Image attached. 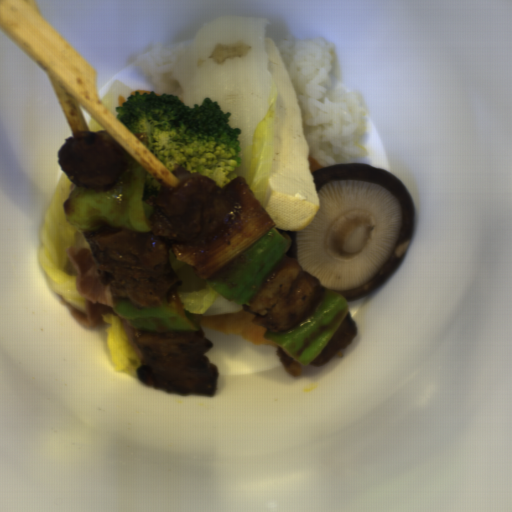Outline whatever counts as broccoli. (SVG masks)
<instances>
[{"label":"broccoli","instance_id":"obj_1","mask_svg":"<svg viewBox=\"0 0 512 512\" xmlns=\"http://www.w3.org/2000/svg\"><path fill=\"white\" fill-rule=\"evenodd\" d=\"M117 120L171 173L175 168L210 177L217 186L233 181L241 167L242 129L230 125L219 101L193 107L178 95L134 91L115 109Z\"/></svg>","mask_w":512,"mask_h":512},{"label":"broccoli","instance_id":"obj_2","mask_svg":"<svg viewBox=\"0 0 512 512\" xmlns=\"http://www.w3.org/2000/svg\"><path fill=\"white\" fill-rule=\"evenodd\" d=\"M162 185L148 172L146 171L143 185L144 198L149 193H159L162 189Z\"/></svg>","mask_w":512,"mask_h":512}]
</instances>
